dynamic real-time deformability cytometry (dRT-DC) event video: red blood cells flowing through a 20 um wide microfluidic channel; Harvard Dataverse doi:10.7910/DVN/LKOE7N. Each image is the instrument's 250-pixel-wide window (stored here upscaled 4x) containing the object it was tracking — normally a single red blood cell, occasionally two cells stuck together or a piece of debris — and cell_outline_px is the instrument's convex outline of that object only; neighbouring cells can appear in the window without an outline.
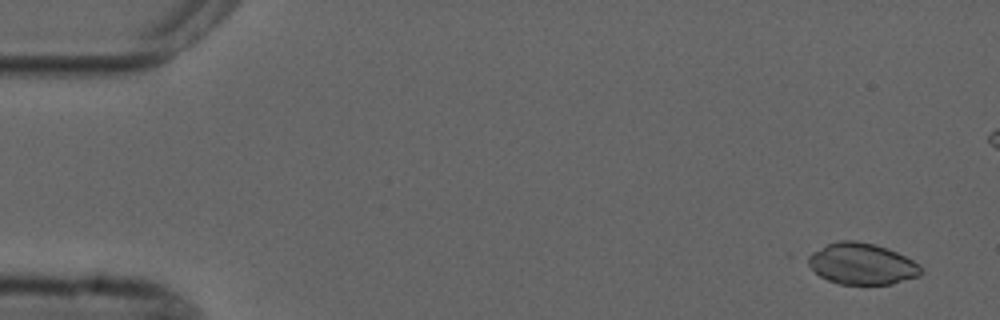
{"species": "common noctule bat (a hibernating species)", "species_latin": "Nyctalus noctula", "temperature_condition": "cold", "stored_images_in_passage": 3, "camera_frame_rate_fps": 3000, "um_per_image_px": 0.085, "animal": {"sex": "male", "forearm_length_mm": 52.5}, "frame": {"image": 1, "passage_image": 1, "time_ms": 0.0, "image_size_px": [1000, 320], "cell_outline_px": [[924, 272], [920, 276], [892, 284], [840, 284], [828, 280], [820, 276], [808, 264], [804, 256], [836, 240], [856, 240], [876, 244], [896, 252], [920, 264]], "centroid_in_image_um": [73.26, 22.42], "position_along_channel_um": 11.7, "area_um2": 27.4}}